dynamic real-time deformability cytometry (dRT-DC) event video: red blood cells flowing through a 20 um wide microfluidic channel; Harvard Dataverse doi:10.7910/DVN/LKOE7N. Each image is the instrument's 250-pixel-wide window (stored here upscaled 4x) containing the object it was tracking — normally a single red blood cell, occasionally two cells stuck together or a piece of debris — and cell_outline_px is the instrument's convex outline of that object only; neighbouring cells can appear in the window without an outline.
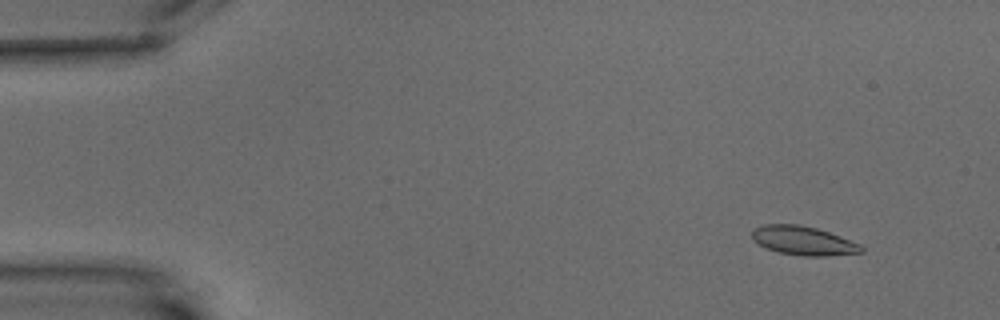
{"species": "common noctule bat (a hibernating species)", "species_latin": "Nyctalus noctula", "temperature_condition": "warm", "stored_images_in_passage": 6, "camera_frame_rate_fps": 3000, "um_per_image_px": 0.085, "animal": {"sex": "male", "body_mass_g": 15.6}, "frame": {"image": 1, "passage_image": 2, "time_ms": 1.333, "image_size_px": [1000, 320], "cell_outline_px": [[864, 252], [828, 256], [804, 256], [776, 252], [752, 240], [752, 228], [764, 224], [800, 224], [816, 228], [840, 236], [860, 244], [864, 248]], "centroid_in_image_um": [68.27, 20.45], "position_along_channel_um": 16.7, "area_um2": 18.5}}